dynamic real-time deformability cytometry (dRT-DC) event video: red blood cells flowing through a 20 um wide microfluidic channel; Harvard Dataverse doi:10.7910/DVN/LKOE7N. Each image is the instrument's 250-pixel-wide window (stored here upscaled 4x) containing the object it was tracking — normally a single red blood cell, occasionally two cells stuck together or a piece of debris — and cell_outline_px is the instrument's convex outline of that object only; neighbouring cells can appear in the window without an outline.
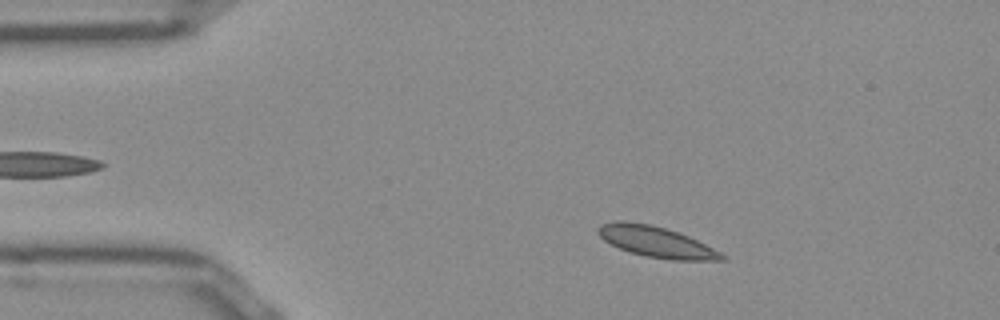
{"species": "Egyptian fruit bat (a non-hibernating species)", "species_latin": "Rousettus aegyptiacus", "temperature_condition": "room temperature", "stored_images_in_passage": 49, "camera_frame_rate_fps": 3000, "um_per_image_px": 0.085, "frame": {"image": 1, "passage_image": 6, "time_ms": 1.667, "image_size_px": [1000, 320], "cell_outline_px": [[724, 260], [672, 260], [644, 256], [628, 252], [604, 240], [596, 232], [596, 228], [600, 224], [620, 220], [648, 224], [664, 228], [688, 236], [720, 252], [724, 256]], "centroid_in_image_um": [55.71, 20.56], "position_along_channel_um": 29.3, "area_um2": 21.91}}
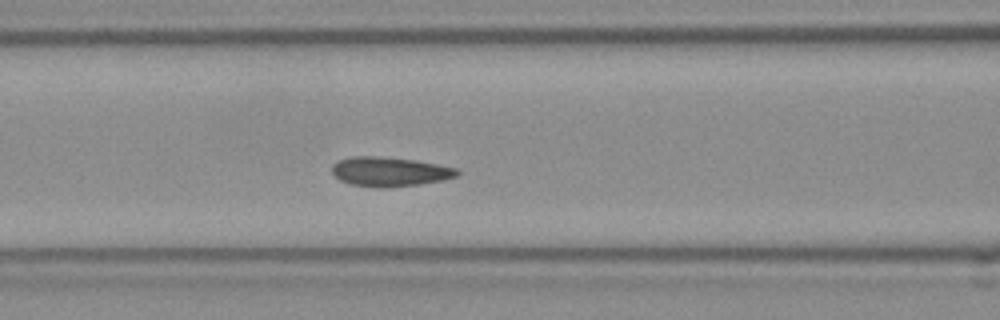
{"frame": {"image": 2, "passage_image": 18, "time_ms": 5.667, "image_size_px": [1000, 320], "cell_outline_px": [[460, 172], [456, 176], [444, 180], [420, 184], [388, 188], [380, 188], [352, 184], [340, 180], [332, 172], [332, 164], [340, 160], [352, 156], [376, 156], [412, 160], [436, 164], [456, 168]], "centroid_in_image_um": [33.12, 14.6], "position_along_channel_um": 133.5, "area_um2": 21.27}}
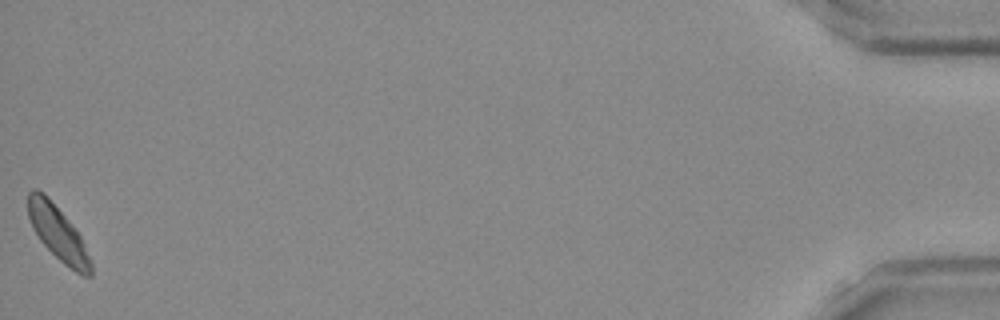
{"frame": {"image": 3, "passage_image": 49, "time_ms": 16.0, "image_size_px": [1000, 320], "cell_outline_px": [[92, 276], [84, 276], [76, 272], [64, 264], [40, 240], [32, 228], [28, 216], [28, 192], [32, 188], [36, 188], [44, 192], [64, 216], [80, 236], [92, 260]], "centroid_in_image_um": [4.92, 19.82], "position_along_channel_um": 430.3, "area_um2": 19.65}, "authors_computed_cell_mechanics": {"area_um2": 20.6346, "velocity_mm_per_s": 3.864, "shape_relaxation_time_tau1_ms": 6.3751, "shape_relaxation_time_tau2_ms": null, "deformation_change_tau1": 0.0925, "deformation_change_tau2": null}}